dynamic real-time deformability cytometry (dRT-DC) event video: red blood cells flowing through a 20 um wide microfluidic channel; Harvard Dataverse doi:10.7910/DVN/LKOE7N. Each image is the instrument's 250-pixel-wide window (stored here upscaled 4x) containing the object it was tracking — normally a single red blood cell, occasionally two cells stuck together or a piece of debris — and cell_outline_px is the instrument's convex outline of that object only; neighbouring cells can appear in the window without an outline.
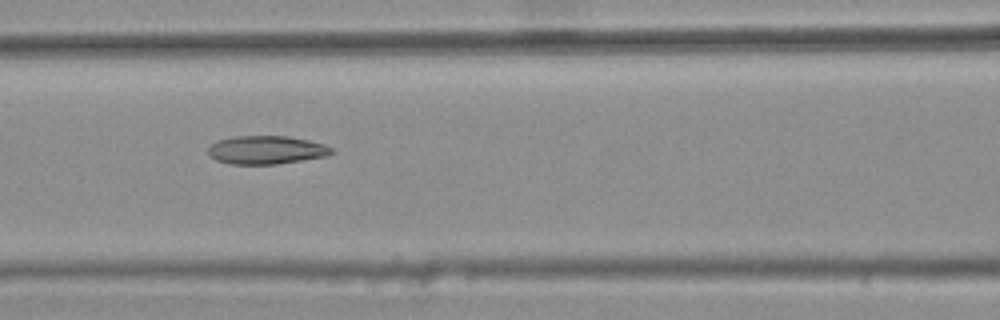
{"species": "common noctule bat (a hibernating species)", "species_latin": "Nyctalus noctula", "temperature_condition": "warm", "stored_images_in_passage": 6, "camera_frame_rate_fps": 3000, "um_per_image_px": 0.085, "animal": {"sex": "female", "body_mass_g": 25.1}, "frame": {"image": 1, "passage_image": 4, "time_ms": 1.0, "image_size_px": [1000, 320], "cell_outline_px": [[332, 152], [328, 156], [276, 164], [228, 164], [216, 160], [208, 156], [208, 148], [216, 140], [232, 136], [288, 136], [308, 140], [324, 144], [332, 148]], "centroid_in_image_um": [22.59, 12.74], "position_along_channel_um": 144.0, "area_um2": 20.52}}
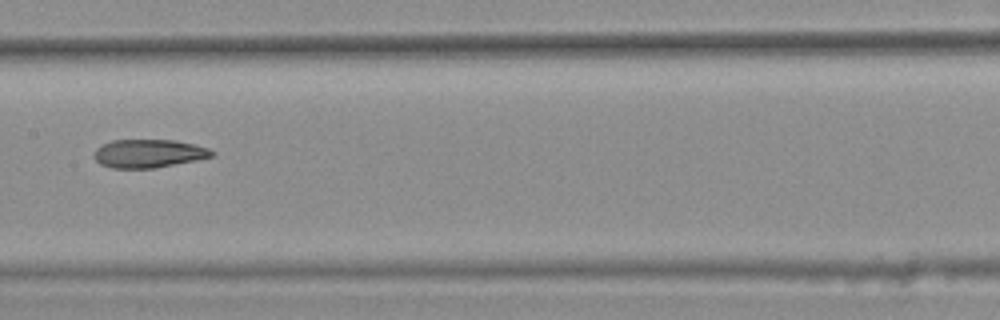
{"frame": {"image": 2, "passage_image": 5, "time_ms": 1.333, "image_size_px": [1000, 320], "cell_outline_px": [[216, 152], [212, 156], [196, 160], [152, 168], [112, 168], [100, 164], [92, 156], [92, 152], [96, 148], [112, 140], [176, 140], [208, 148]], "centroid_in_image_um": [12.59, 13.04], "position_along_channel_um": 194.8, "area_um2": 19.36}}
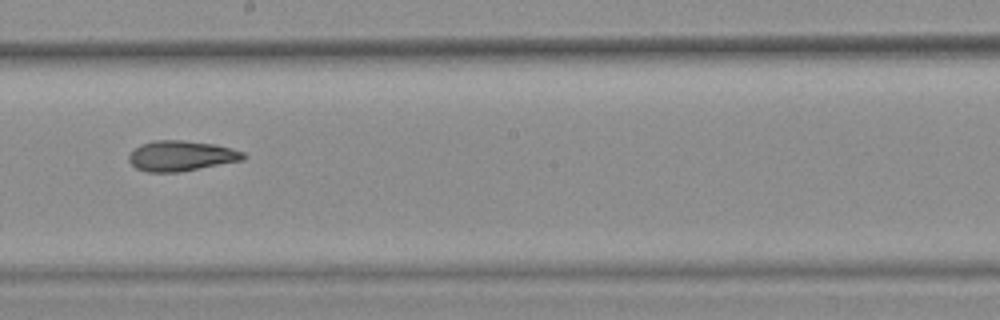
{"frame": {"image": 3, "passage_image": 6, "time_ms": 1.667, "image_size_px": [1000, 320], "cell_outline_px": [[248, 156], [244, 160], [180, 172], [148, 172], [136, 168], [128, 160], [128, 156], [140, 144], [152, 140], [184, 140], [216, 144], [232, 148], [244, 152]], "centroid_in_image_um": [15.44, 13.24], "position_along_channel_um": 232.8, "area_um2": 20.46}}